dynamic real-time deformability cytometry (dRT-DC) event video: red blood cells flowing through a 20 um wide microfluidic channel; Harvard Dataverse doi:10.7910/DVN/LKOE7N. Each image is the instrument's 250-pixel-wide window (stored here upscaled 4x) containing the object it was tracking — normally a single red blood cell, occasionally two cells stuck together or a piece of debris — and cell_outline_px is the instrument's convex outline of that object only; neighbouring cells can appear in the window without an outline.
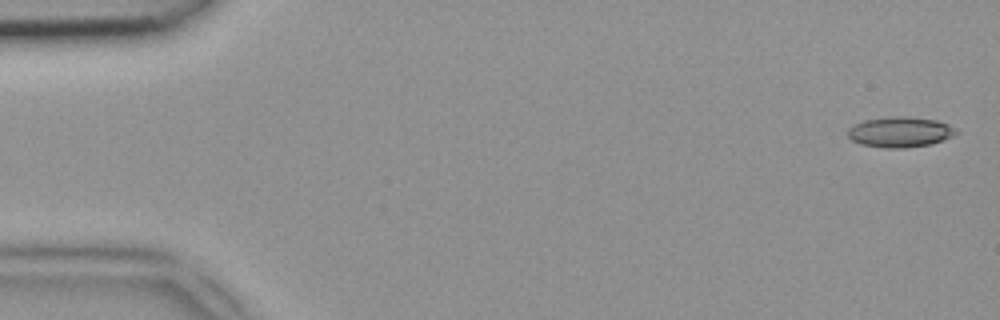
{"species": "common noctule bat (a hibernating species)", "species_latin": "Nyctalus noctula", "temperature_condition": "room temperature", "stored_images_in_passage": 48, "camera_frame_rate_fps": 3000, "um_per_image_px": 0.085, "animal": {"sex": "female", "body_mass_g": 18.4}, "frame": {"image": 1, "passage_image": 2, "time_ms": 0.333, "image_size_px": [1000, 320], "cell_outline_px": [[960, 132], [944, 140], [932, 144], [904, 148], [884, 148], [860, 144], [852, 140], [848, 136], [848, 128], [852, 124], [864, 120], [892, 116], [908, 116], [936, 120], [948, 124], [956, 128]], "centroid_in_image_um": [76.51, 11.22], "position_along_channel_um": 8.5, "area_um2": 19.48}}
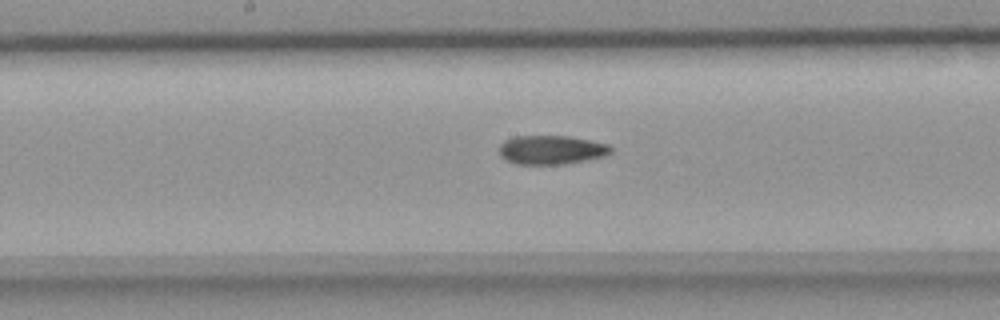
{"frame": {"image": 2, "passage_image": 25, "time_ms": 8.0, "image_size_px": [1000, 320], "cell_outline_px": [[612, 152], [604, 156], [564, 164], [516, 164], [504, 160], [500, 156], [500, 144], [504, 140], [512, 136], [568, 136], [608, 144], [612, 148]], "centroid_in_image_um": [46.82, 12.74], "position_along_channel_um": 201.4, "area_um2": 18.84}}
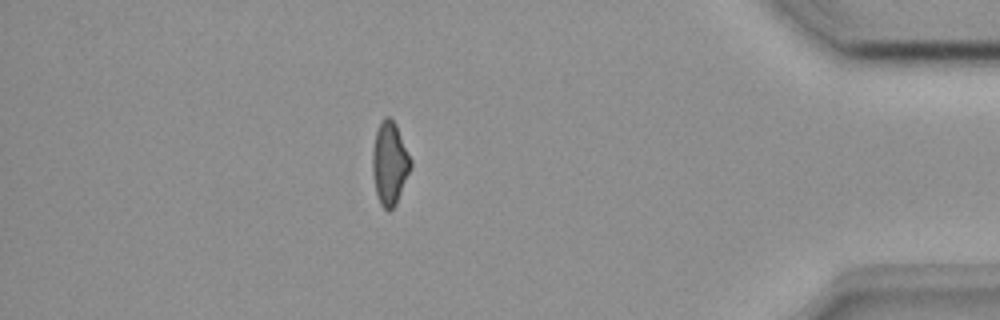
{"frame": {"image": 3, "passage_image": 42, "time_ms": 13.667, "image_size_px": [1000, 320], "cell_outline_px": [[412, 164], [396, 204], [388, 212], [380, 204], [376, 192], [372, 172], [372, 148], [376, 132], [384, 116], [388, 116], [396, 124], [412, 160]], "centroid_in_image_um": [33.11, 13.88], "position_along_channel_um": 402.1, "area_um2": 18.38}}